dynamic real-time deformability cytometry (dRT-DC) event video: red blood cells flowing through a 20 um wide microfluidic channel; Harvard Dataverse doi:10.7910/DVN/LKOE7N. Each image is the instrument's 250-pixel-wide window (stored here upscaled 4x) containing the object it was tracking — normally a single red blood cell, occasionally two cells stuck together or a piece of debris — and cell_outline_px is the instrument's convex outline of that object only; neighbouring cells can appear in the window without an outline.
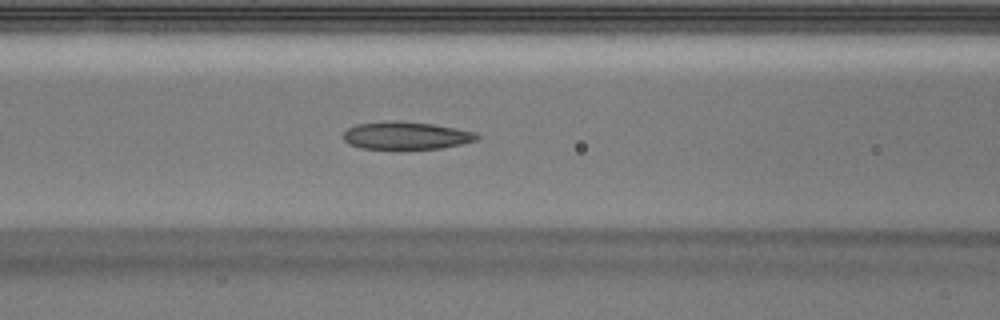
{"species": "Egyptian fruit bat (a non-hibernating species)", "species_latin": "Rousettus aegyptiacus", "temperature_condition": "warm", "stored_images_in_passage": 36, "camera_frame_rate_fps": 3000, "um_per_image_px": 0.085, "animal": {"sex": "male"}, "frame": {"image": 1, "passage_image": 16, "time_ms": 5.0, "image_size_px": [1000, 320], "cell_outline_px": [[480, 136], [476, 140], [460, 144], [440, 148], [360, 148], [348, 144], [344, 140], [344, 132], [348, 128], [356, 124], [392, 120], [400, 120], [432, 124], [456, 128], [476, 132]], "centroid_in_image_um": [34.5, 11.5], "position_along_channel_um": 132.1, "area_um2": 21.39}}